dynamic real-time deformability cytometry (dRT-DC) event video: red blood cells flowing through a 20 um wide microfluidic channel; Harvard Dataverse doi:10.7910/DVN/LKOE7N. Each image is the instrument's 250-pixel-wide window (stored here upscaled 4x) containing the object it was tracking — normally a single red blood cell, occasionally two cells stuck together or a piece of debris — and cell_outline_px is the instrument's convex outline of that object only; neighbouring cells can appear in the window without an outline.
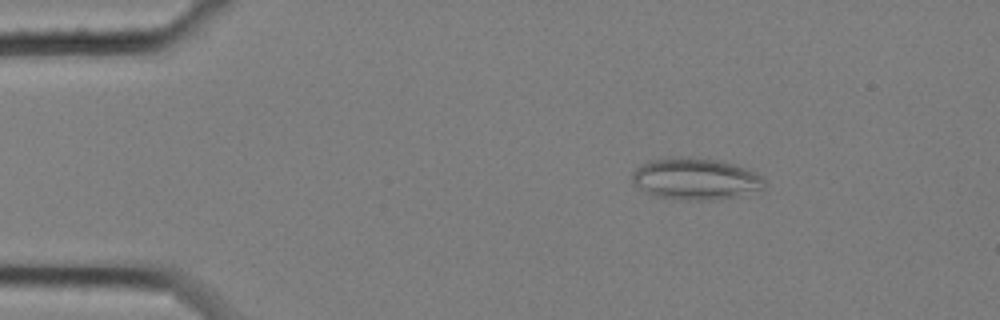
{"species": "common noctule bat (a hibernating species)", "species_latin": "Nyctalus noctula", "temperature_condition": "cold", "stored_images_in_passage": 58, "camera_frame_rate_fps": 3000, "um_per_image_px": 0.085, "animal": {"sex": "female", "body_mass_g": 25.1}, "frame": {"image": 1, "passage_image": 9, "time_ms": 2.667, "image_size_px": [1000, 320], "cell_outline_px": [[764, 188], [740, 196], [720, 200], [680, 200], [652, 196], [644, 192], [632, 180], [632, 172], [640, 164], [648, 160], [680, 156], [688, 156], [716, 160], [736, 164], [748, 168], [764, 176]], "centroid_in_image_um": [59.13, 15.21], "position_along_channel_um": 25.9, "area_um2": 32.83}}
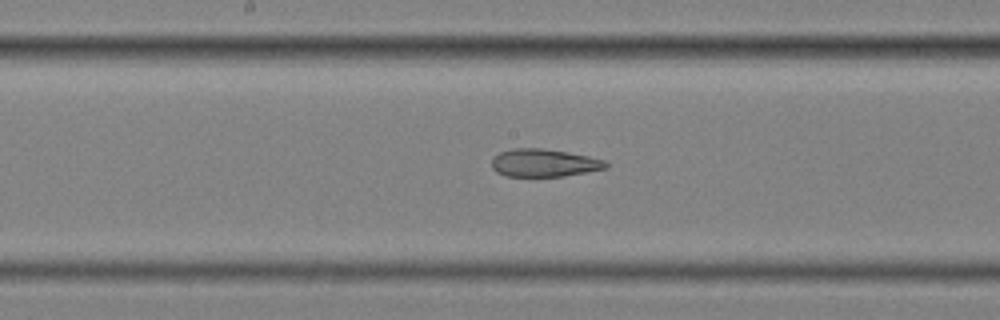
{"frame": {"image": 2, "passage_image": 30, "time_ms": 9.667, "image_size_px": [1000, 320], "cell_outline_px": [[608, 168], [564, 176], [504, 176], [496, 172], [492, 168], [492, 156], [500, 152], [512, 148], [540, 148], [568, 152], [588, 156], [604, 160], [608, 164]], "centroid_in_image_um": [46.21, 13.84], "position_along_channel_um": 202.0, "area_um2": 18.55}}
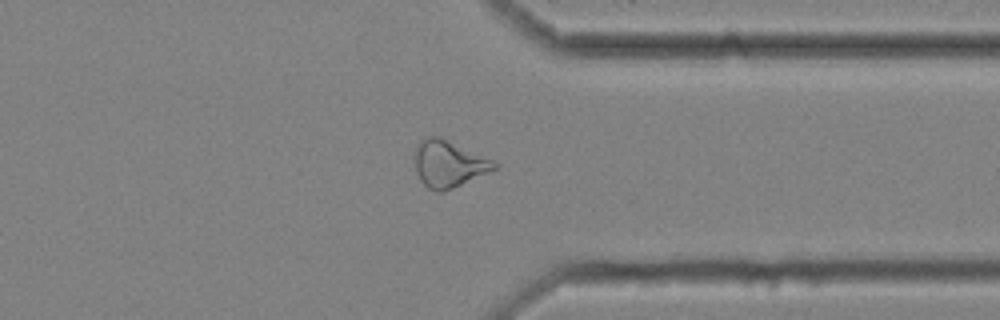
{"frame": {"image": 3, "passage_image": 45, "time_ms": 14.667, "image_size_px": [1000, 320], "cell_outline_px": [[500, 168], [452, 188], [440, 192], [436, 192], [428, 188], [420, 180], [416, 172], [412, 156], [416, 144], [424, 136], [440, 136], [492, 160], [500, 164]], "centroid_in_image_um": [38.1, 13.91], "position_along_channel_um": 373.3, "area_um2": 22.08}, "authors_computed_cell_mechanics": {"area_um2": 23.698, "velocity_mm_per_s": 3.4633, "shape_relaxation_time_tau1_ms": null, "shape_relaxation_time_tau2_ms": 4.3172, "deformation_change_tau1": null, "deformation_change_tau2": 0.1338}}